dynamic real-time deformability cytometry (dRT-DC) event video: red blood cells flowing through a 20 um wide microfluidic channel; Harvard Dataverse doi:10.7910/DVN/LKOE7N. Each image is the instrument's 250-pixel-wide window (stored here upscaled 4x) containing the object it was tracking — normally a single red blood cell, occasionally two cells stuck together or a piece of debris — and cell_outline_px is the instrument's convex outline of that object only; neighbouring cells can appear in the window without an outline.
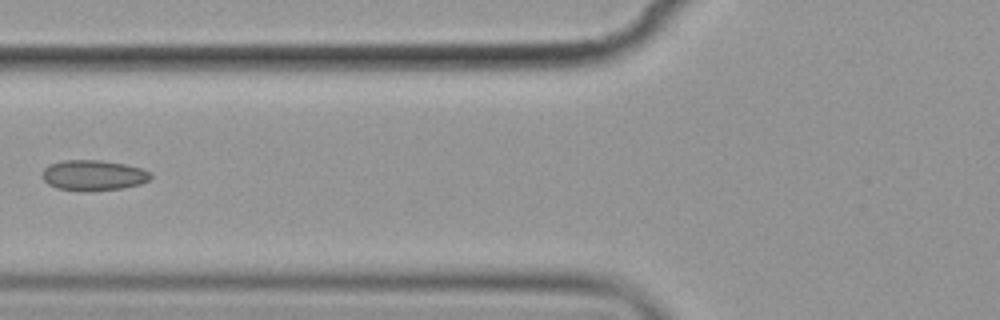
{"species": "common noctule bat (a hibernating species)", "species_latin": "Nyctalus noctula", "temperature_condition": "cold", "stored_images_in_passage": 6, "camera_frame_rate_fps": 3000, "um_per_image_px": 0.085, "animal": {"sex": "female", "body_mass_g": 19.9}, "frame": {"image": 1, "passage_image": 6, "time_ms": 6.0, "image_size_px": [1000, 320], "cell_outline_px": [[152, 176], [148, 180], [140, 184], [124, 188], [88, 192], [80, 192], [56, 188], [48, 184], [40, 176], [40, 172], [48, 164], [64, 160], [100, 160], [124, 164], [140, 168], [152, 172]], "centroid_in_image_um": [7.89, 14.91], "position_along_channel_um": 117.9, "area_um2": 19.71}}